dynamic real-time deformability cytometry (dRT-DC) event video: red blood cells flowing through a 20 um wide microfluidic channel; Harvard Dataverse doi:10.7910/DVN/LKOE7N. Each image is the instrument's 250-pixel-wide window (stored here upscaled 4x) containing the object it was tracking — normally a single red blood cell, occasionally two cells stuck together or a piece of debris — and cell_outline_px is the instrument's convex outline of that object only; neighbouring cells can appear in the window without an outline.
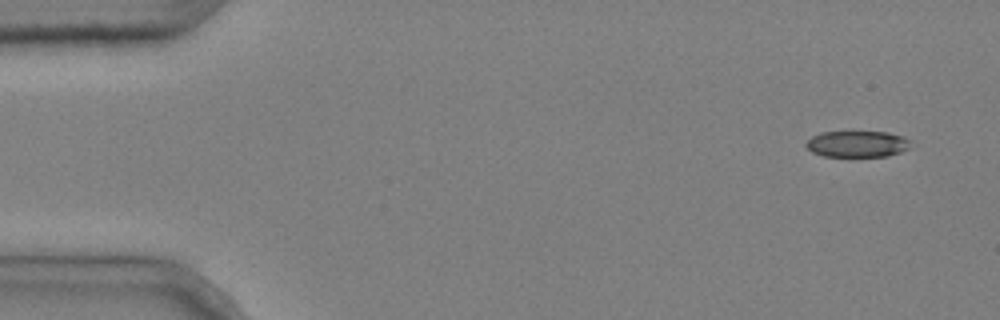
{"species": "common noctule bat (a hibernating species)", "species_latin": "Nyctalus noctula", "temperature_condition": "cold", "stored_images_in_passage": 5, "camera_frame_rate_fps": 3000, "um_per_image_px": 0.085, "animal": {"sex": "male", "body_mass_g": 20.4}, "frame": {"image": 1, "passage_image": 1, "time_ms": 0.0, "image_size_px": [1000, 320], "cell_outline_px": [[912, 140], [908, 148], [900, 152], [888, 156], [824, 156], [812, 152], [804, 144], [812, 136], [820, 132], [852, 128], [888, 132], [904, 136]], "centroid_in_image_um": [72.86, 12.16], "position_along_channel_um": 12.1, "area_um2": 17.05}}
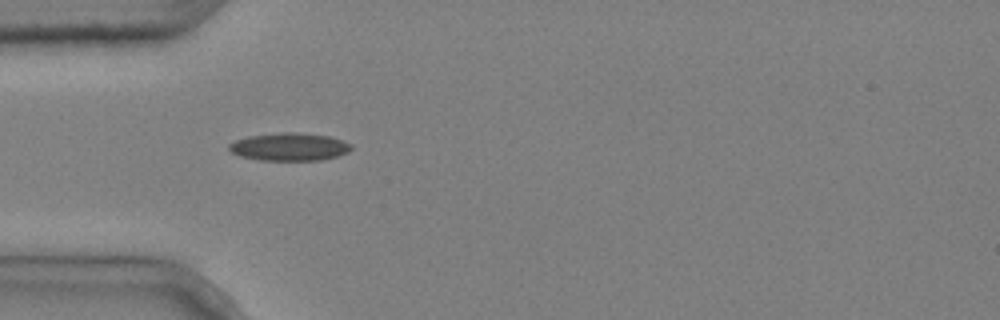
{"frame": {"image": 2, "passage_image": 4, "time_ms": 1.0, "image_size_px": [1000, 320], "cell_outline_px": [[352, 148], [348, 152], [336, 156], [320, 160], [260, 160], [240, 156], [232, 152], [228, 148], [228, 144], [236, 140], [248, 136], [284, 132], [292, 132], [328, 136], [352, 144]], "centroid_in_image_um": [24.58, 12.48], "position_along_channel_um": 60.4, "area_um2": 19.59}}